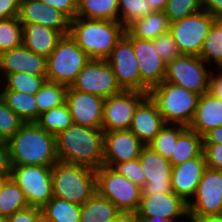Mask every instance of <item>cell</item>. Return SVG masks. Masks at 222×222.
Instances as JSON below:
<instances>
[{"mask_svg":"<svg viewBox=\"0 0 222 222\" xmlns=\"http://www.w3.org/2000/svg\"><path fill=\"white\" fill-rule=\"evenodd\" d=\"M104 132L102 129L72 124L56 135V152L59 161L90 167L103 165Z\"/></svg>","mask_w":222,"mask_h":222,"instance_id":"6da1fadb","label":"cell"},{"mask_svg":"<svg viewBox=\"0 0 222 222\" xmlns=\"http://www.w3.org/2000/svg\"><path fill=\"white\" fill-rule=\"evenodd\" d=\"M7 142L12 166L52 167L58 161L56 136L46 132L36 122H24Z\"/></svg>","mask_w":222,"mask_h":222,"instance_id":"7a4b0ae2","label":"cell"},{"mask_svg":"<svg viewBox=\"0 0 222 222\" xmlns=\"http://www.w3.org/2000/svg\"><path fill=\"white\" fill-rule=\"evenodd\" d=\"M125 31L119 21L81 17L70 20V36L90 59H106Z\"/></svg>","mask_w":222,"mask_h":222,"instance_id":"3957f363","label":"cell"},{"mask_svg":"<svg viewBox=\"0 0 222 222\" xmlns=\"http://www.w3.org/2000/svg\"><path fill=\"white\" fill-rule=\"evenodd\" d=\"M53 196L82 205L96 192L95 170L74 163L57 161L51 167Z\"/></svg>","mask_w":222,"mask_h":222,"instance_id":"277c9868","label":"cell"},{"mask_svg":"<svg viewBox=\"0 0 222 222\" xmlns=\"http://www.w3.org/2000/svg\"><path fill=\"white\" fill-rule=\"evenodd\" d=\"M148 96L156 104L165 124L186 127L193 120L200 97L195 92L165 81L150 88Z\"/></svg>","mask_w":222,"mask_h":222,"instance_id":"5b68a950","label":"cell"},{"mask_svg":"<svg viewBox=\"0 0 222 222\" xmlns=\"http://www.w3.org/2000/svg\"><path fill=\"white\" fill-rule=\"evenodd\" d=\"M90 60L69 35H64L54 51L46 58L47 81L71 87L77 75Z\"/></svg>","mask_w":222,"mask_h":222,"instance_id":"8992f818","label":"cell"},{"mask_svg":"<svg viewBox=\"0 0 222 222\" xmlns=\"http://www.w3.org/2000/svg\"><path fill=\"white\" fill-rule=\"evenodd\" d=\"M97 193L110 200L121 213H136L142 188L119 174L112 167L102 165L95 170Z\"/></svg>","mask_w":222,"mask_h":222,"instance_id":"52a82bcc","label":"cell"},{"mask_svg":"<svg viewBox=\"0 0 222 222\" xmlns=\"http://www.w3.org/2000/svg\"><path fill=\"white\" fill-rule=\"evenodd\" d=\"M205 64L199 56L175 57L166 63L164 81L184 87L201 96L209 91L210 84L211 71Z\"/></svg>","mask_w":222,"mask_h":222,"instance_id":"ba28073f","label":"cell"},{"mask_svg":"<svg viewBox=\"0 0 222 222\" xmlns=\"http://www.w3.org/2000/svg\"><path fill=\"white\" fill-rule=\"evenodd\" d=\"M214 23L215 17L205 10L170 23L169 31L181 55L199 56L203 41Z\"/></svg>","mask_w":222,"mask_h":222,"instance_id":"9c48e42d","label":"cell"},{"mask_svg":"<svg viewBox=\"0 0 222 222\" xmlns=\"http://www.w3.org/2000/svg\"><path fill=\"white\" fill-rule=\"evenodd\" d=\"M10 177L23 190L29 206L42 208L53 197L51 167L12 166Z\"/></svg>","mask_w":222,"mask_h":222,"instance_id":"30bf717a","label":"cell"},{"mask_svg":"<svg viewBox=\"0 0 222 222\" xmlns=\"http://www.w3.org/2000/svg\"><path fill=\"white\" fill-rule=\"evenodd\" d=\"M71 88L104 99L122 91L106 59H90L77 75Z\"/></svg>","mask_w":222,"mask_h":222,"instance_id":"8fae6325","label":"cell"},{"mask_svg":"<svg viewBox=\"0 0 222 222\" xmlns=\"http://www.w3.org/2000/svg\"><path fill=\"white\" fill-rule=\"evenodd\" d=\"M148 96V93L122 90L104 100L103 132L129 130L137 106Z\"/></svg>","mask_w":222,"mask_h":222,"instance_id":"7c38bea8","label":"cell"},{"mask_svg":"<svg viewBox=\"0 0 222 222\" xmlns=\"http://www.w3.org/2000/svg\"><path fill=\"white\" fill-rule=\"evenodd\" d=\"M222 214V171L206 168L188 202V215Z\"/></svg>","mask_w":222,"mask_h":222,"instance_id":"4fadbf2b","label":"cell"},{"mask_svg":"<svg viewBox=\"0 0 222 222\" xmlns=\"http://www.w3.org/2000/svg\"><path fill=\"white\" fill-rule=\"evenodd\" d=\"M133 46L141 76V92L148 93L149 89L164 81L166 62L157 54L152 40L132 37L127 31L124 35Z\"/></svg>","mask_w":222,"mask_h":222,"instance_id":"5bb4252c","label":"cell"},{"mask_svg":"<svg viewBox=\"0 0 222 222\" xmlns=\"http://www.w3.org/2000/svg\"><path fill=\"white\" fill-rule=\"evenodd\" d=\"M122 90L141 92V76L132 43L123 36L106 58Z\"/></svg>","mask_w":222,"mask_h":222,"instance_id":"9a60e30c","label":"cell"},{"mask_svg":"<svg viewBox=\"0 0 222 222\" xmlns=\"http://www.w3.org/2000/svg\"><path fill=\"white\" fill-rule=\"evenodd\" d=\"M146 183L142 187V195H153L172 192V164L169 159L153 151L149 146L141 149L138 157Z\"/></svg>","mask_w":222,"mask_h":222,"instance_id":"2e32d148","label":"cell"},{"mask_svg":"<svg viewBox=\"0 0 222 222\" xmlns=\"http://www.w3.org/2000/svg\"><path fill=\"white\" fill-rule=\"evenodd\" d=\"M135 214L137 220L160 217L176 222L188 218V203L173 192L142 195Z\"/></svg>","mask_w":222,"mask_h":222,"instance_id":"e0dca14e","label":"cell"},{"mask_svg":"<svg viewBox=\"0 0 222 222\" xmlns=\"http://www.w3.org/2000/svg\"><path fill=\"white\" fill-rule=\"evenodd\" d=\"M104 98L67 88L65 103L74 124L102 129Z\"/></svg>","mask_w":222,"mask_h":222,"instance_id":"ac0fdd59","label":"cell"},{"mask_svg":"<svg viewBox=\"0 0 222 222\" xmlns=\"http://www.w3.org/2000/svg\"><path fill=\"white\" fill-rule=\"evenodd\" d=\"M144 146L130 130L104 132L103 165L113 167L117 163L137 159Z\"/></svg>","mask_w":222,"mask_h":222,"instance_id":"d6986e66","label":"cell"},{"mask_svg":"<svg viewBox=\"0 0 222 222\" xmlns=\"http://www.w3.org/2000/svg\"><path fill=\"white\" fill-rule=\"evenodd\" d=\"M18 18L22 24H42L59 31L63 36L70 33V19L40 0H20Z\"/></svg>","mask_w":222,"mask_h":222,"instance_id":"ffe728a7","label":"cell"},{"mask_svg":"<svg viewBox=\"0 0 222 222\" xmlns=\"http://www.w3.org/2000/svg\"><path fill=\"white\" fill-rule=\"evenodd\" d=\"M27 73L34 76H46V58L23 45L0 53V83L8 74Z\"/></svg>","mask_w":222,"mask_h":222,"instance_id":"44dd1931","label":"cell"},{"mask_svg":"<svg viewBox=\"0 0 222 222\" xmlns=\"http://www.w3.org/2000/svg\"><path fill=\"white\" fill-rule=\"evenodd\" d=\"M206 168L207 164L203 152L198 157L173 166L171 175L172 192L188 203L194 196Z\"/></svg>","mask_w":222,"mask_h":222,"instance_id":"7402d4cb","label":"cell"},{"mask_svg":"<svg viewBox=\"0 0 222 222\" xmlns=\"http://www.w3.org/2000/svg\"><path fill=\"white\" fill-rule=\"evenodd\" d=\"M165 125L156 104L147 96L136 108L130 131L147 146Z\"/></svg>","mask_w":222,"mask_h":222,"instance_id":"603a6c76","label":"cell"},{"mask_svg":"<svg viewBox=\"0 0 222 222\" xmlns=\"http://www.w3.org/2000/svg\"><path fill=\"white\" fill-rule=\"evenodd\" d=\"M222 126V100L209 91L199 97L195 115L188 128L200 136Z\"/></svg>","mask_w":222,"mask_h":222,"instance_id":"cb8c5ba5","label":"cell"},{"mask_svg":"<svg viewBox=\"0 0 222 222\" xmlns=\"http://www.w3.org/2000/svg\"><path fill=\"white\" fill-rule=\"evenodd\" d=\"M22 45L28 50L47 58L56 48L63 35L42 24H22Z\"/></svg>","mask_w":222,"mask_h":222,"instance_id":"d4e9b609","label":"cell"},{"mask_svg":"<svg viewBox=\"0 0 222 222\" xmlns=\"http://www.w3.org/2000/svg\"><path fill=\"white\" fill-rule=\"evenodd\" d=\"M170 22L164 11H154L146 17L131 23L126 31L132 36L143 40H153L162 33L169 31Z\"/></svg>","mask_w":222,"mask_h":222,"instance_id":"484cf974","label":"cell"},{"mask_svg":"<svg viewBox=\"0 0 222 222\" xmlns=\"http://www.w3.org/2000/svg\"><path fill=\"white\" fill-rule=\"evenodd\" d=\"M120 213L110 200L96 192L81 205L80 222H110Z\"/></svg>","mask_w":222,"mask_h":222,"instance_id":"4316f807","label":"cell"},{"mask_svg":"<svg viewBox=\"0 0 222 222\" xmlns=\"http://www.w3.org/2000/svg\"><path fill=\"white\" fill-rule=\"evenodd\" d=\"M0 95L7 106L24 122H36L38 120V106L35 95L9 89H0Z\"/></svg>","mask_w":222,"mask_h":222,"instance_id":"83f0119b","label":"cell"},{"mask_svg":"<svg viewBox=\"0 0 222 222\" xmlns=\"http://www.w3.org/2000/svg\"><path fill=\"white\" fill-rule=\"evenodd\" d=\"M203 152V137L187 128L176 142L172 157L169 159L172 166L198 157Z\"/></svg>","mask_w":222,"mask_h":222,"instance_id":"f1b7e54d","label":"cell"},{"mask_svg":"<svg viewBox=\"0 0 222 222\" xmlns=\"http://www.w3.org/2000/svg\"><path fill=\"white\" fill-rule=\"evenodd\" d=\"M43 222H80L81 206L52 197L42 208Z\"/></svg>","mask_w":222,"mask_h":222,"instance_id":"f546056e","label":"cell"},{"mask_svg":"<svg viewBox=\"0 0 222 222\" xmlns=\"http://www.w3.org/2000/svg\"><path fill=\"white\" fill-rule=\"evenodd\" d=\"M118 0H78L76 17L118 21Z\"/></svg>","mask_w":222,"mask_h":222,"instance_id":"4dcf8cb0","label":"cell"},{"mask_svg":"<svg viewBox=\"0 0 222 222\" xmlns=\"http://www.w3.org/2000/svg\"><path fill=\"white\" fill-rule=\"evenodd\" d=\"M28 206L23 190L8 177L0 192V215L11 216Z\"/></svg>","mask_w":222,"mask_h":222,"instance_id":"1f68e13d","label":"cell"},{"mask_svg":"<svg viewBox=\"0 0 222 222\" xmlns=\"http://www.w3.org/2000/svg\"><path fill=\"white\" fill-rule=\"evenodd\" d=\"M36 123L46 132L56 136L73 124L66 103L42 113Z\"/></svg>","mask_w":222,"mask_h":222,"instance_id":"d6a6232c","label":"cell"},{"mask_svg":"<svg viewBox=\"0 0 222 222\" xmlns=\"http://www.w3.org/2000/svg\"><path fill=\"white\" fill-rule=\"evenodd\" d=\"M188 127L179 124H165L156 137L147 145L164 158L170 159L178 137Z\"/></svg>","mask_w":222,"mask_h":222,"instance_id":"836d02e7","label":"cell"},{"mask_svg":"<svg viewBox=\"0 0 222 222\" xmlns=\"http://www.w3.org/2000/svg\"><path fill=\"white\" fill-rule=\"evenodd\" d=\"M67 88L60 83L45 81L41 89L35 94L38 119L42 113L65 103Z\"/></svg>","mask_w":222,"mask_h":222,"instance_id":"e575fe53","label":"cell"},{"mask_svg":"<svg viewBox=\"0 0 222 222\" xmlns=\"http://www.w3.org/2000/svg\"><path fill=\"white\" fill-rule=\"evenodd\" d=\"M46 80V76H34L22 72L13 73L8 74L1 81L0 89H9L20 93L23 92L35 95L41 89Z\"/></svg>","mask_w":222,"mask_h":222,"instance_id":"d590c367","label":"cell"},{"mask_svg":"<svg viewBox=\"0 0 222 222\" xmlns=\"http://www.w3.org/2000/svg\"><path fill=\"white\" fill-rule=\"evenodd\" d=\"M199 57L206 65L211 66L213 61L217 69H222V30L216 23L205 37Z\"/></svg>","mask_w":222,"mask_h":222,"instance_id":"8d00e7d4","label":"cell"},{"mask_svg":"<svg viewBox=\"0 0 222 222\" xmlns=\"http://www.w3.org/2000/svg\"><path fill=\"white\" fill-rule=\"evenodd\" d=\"M23 26L17 17L0 19V53L22 45Z\"/></svg>","mask_w":222,"mask_h":222,"instance_id":"74e56055","label":"cell"},{"mask_svg":"<svg viewBox=\"0 0 222 222\" xmlns=\"http://www.w3.org/2000/svg\"><path fill=\"white\" fill-rule=\"evenodd\" d=\"M118 21L127 28L134 21L146 17L154 10L146 0H118Z\"/></svg>","mask_w":222,"mask_h":222,"instance_id":"f35d334b","label":"cell"},{"mask_svg":"<svg viewBox=\"0 0 222 222\" xmlns=\"http://www.w3.org/2000/svg\"><path fill=\"white\" fill-rule=\"evenodd\" d=\"M201 10H203L202 0H168L164 13L172 23Z\"/></svg>","mask_w":222,"mask_h":222,"instance_id":"ab89813d","label":"cell"},{"mask_svg":"<svg viewBox=\"0 0 222 222\" xmlns=\"http://www.w3.org/2000/svg\"><path fill=\"white\" fill-rule=\"evenodd\" d=\"M23 123L24 121L7 106L0 95V139L8 141Z\"/></svg>","mask_w":222,"mask_h":222,"instance_id":"60d3db41","label":"cell"},{"mask_svg":"<svg viewBox=\"0 0 222 222\" xmlns=\"http://www.w3.org/2000/svg\"><path fill=\"white\" fill-rule=\"evenodd\" d=\"M152 43L158 52L157 54L166 63L181 55L170 31L162 33L157 38L153 39Z\"/></svg>","mask_w":222,"mask_h":222,"instance_id":"b9f144b4","label":"cell"},{"mask_svg":"<svg viewBox=\"0 0 222 222\" xmlns=\"http://www.w3.org/2000/svg\"><path fill=\"white\" fill-rule=\"evenodd\" d=\"M112 168L141 188L146 183V177L138 158L128 162L117 163Z\"/></svg>","mask_w":222,"mask_h":222,"instance_id":"7bdbcfd3","label":"cell"},{"mask_svg":"<svg viewBox=\"0 0 222 222\" xmlns=\"http://www.w3.org/2000/svg\"><path fill=\"white\" fill-rule=\"evenodd\" d=\"M207 167L222 171V144H203Z\"/></svg>","mask_w":222,"mask_h":222,"instance_id":"ee69618b","label":"cell"},{"mask_svg":"<svg viewBox=\"0 0 222 222\" xmlns=\"http://www.w3.org/2000/svg\"><path fill=\"white\" fill-rule=\"evenodd\" d=\"M8 218L9 222H42V211L39 207L28 206Z\"/></svg>","mask_w":222,"mask_h":222,"instance_id":"f6af8a7d","label":"cell"},{"mask_svg":"<svg viewBox=\"0 0 222 222\" xmlns=\"http://www.w3.org/2000/svg\"><path fill=\"white\" fill-rule=\"evenodd\" d=\"M46 5L64 13L70 20L77 14L78 0H40Z\"/></svg>","mask_w":222,"mask_h":222,"instance_id":"bcb514c9","label":"cell"},{"mask_svg":"<svg viewBox=\"0 0 222 222\" xmlns=\"http://www.w3.org/2000/svg\"><path fill=\"white\" fill-rule=\"evenodd\" d=\"M11 170L12 165L8 142L0 139V176L10 177Z\"/></svg>","mask_w":222,"mask_h":222,"instance_id":"7dc6e473","label":"cell"},{"mask_svg":"<svg viewBox=\"0 0 222 222\" xmlns=\"http://www.w3.org/2000/svg\"><path fill=\"white\" fill-rule=\"evenodd\" d=\"M20 0H0V19L17 17Z\"/></svg>","mask_w":222,"mask_h":222,"instance_id":"c3c4849f","label":"cell"},{"mask_svg":"<svg viewBox=\"0 0 222 222\" xmlns=\"http://www.w3.org/2000/svg\"><path fill=\"white\" fill-rule=\"evenodd\" d=\"M215 70L218 72L211 71L209 92L222 100V69L215 68Z\"/></svg>","mask_w":222,"mask_h":222,"instance_id":"681fc988","label":"cell"},{"mask_svg":"<svg viewBox=\"0 0 222 222\" xmlns=\"http://www.w3.org/2000/svg\"><path fill=\"white\" fill-rule=\"evenodd\" d=\"M202 7L214 17L222 15V0H202Z\"/></svg>","mask_w":222,"mask_h":222,"instance_id":"f907efd6","label":"cell"},{"mask_svg":"<svg viewBox=\"0 0 222 222\" xmlns=\"http://www.w3.org/2000/svg\"><path fill=\"white\" fill-rule=\"evenodd\" d=\"M203 144H222V126L208 131L203 136Z\"/></svg>","mask_w":222,"mask_h":222,"instance_id":"816d5d0a","label":"cell"},{"mask_svg":"<svg viewBox=\"0 0 222 222\" xmlns=\"http://www.w3.org/2000/svg\"><path fill=\"white\" fill-rule=\"evenodd\" d=\"M188 222H222V214L188 215Z\"/></svg>","mask_w":222,"mask_h":222,"instance_id":"f5cc1de1","label":"cell"},{"mask_svg":"<svg viewBox=\"0 0 222 222\" xmlns=\"http://www.w3.org/2000/svg\"><path fill=\"white\" fill-rule=\"evenodd\" d=\"M110 222H138V220L136 218V214L134 213H120Z\"/></svg>","mask_w":222,"mask_h":222,"instance_id":"db71d44e","label":"cell"},{"mask_svg":"<svg viewBox=\"0 0 222 222\" xmlns=\"http://www.w3.org/2000/svg\"><path fill=\"white\" fill-rule=\"evenodd\" d=\"M168 0H146L154 11H164Z\"/></svg>","mask_w":222,"mask_h":222,"instance_id":"11a10c76","label":"cell"},{"mask_svg":"<svg viewBox=\"0 0 222 222\" xmlns=\"http://www.w3.org/2000/svg\"><path fill=\"white\" fill-rule=\"evenodd\" d=\"M138 222H175V221L166 220V219H163V218H160V217H154V218H149V219H145V220H138Z\"/></svg>","mask_w":222,"mask_h":222,"instance_id":"9f6ffc18","label":"cell"},{"mask_svg":"<svg viewBox=\"0 0 222 222\" xmlns=\"http://www.w3.org/2000/svg\"><path fill=\"white\" fill-rule=\"evenodd\" d=\"M215 23L219 26L222 30V15L215 17Z\"/></svg>","mask_w":222,"mask_h":222,"instance_id":"6f0895ef","label":"cell"},{"mask_svg":"<svg viewBox=\"0 0 222 222\" xmlns=\"http://www.w3.org/2000/svg\"><path fill=\"white\" fill-rule=\"evenodd\" d=\"M7 178L8 177H6V176H0V192H1L3 184H4V182L6 181Z\"/></svg>","mask_w":222,"mask_h":222,"instance_id":"680465c9","label":"cell"},{"mask_svg":"<svg viewBox=\"0 0 222 222\" xmlns=\"http://www.w3.org/2000/svg\"><path fill=\"white\" fill-rule=\"evenodd\" d=\"M0 222H9L8 216H1L0 215Z\"/></svg>","mask_w":222,"mask_h":222,"instance_id":"91938a15","label":"cell"}]
</instances>
